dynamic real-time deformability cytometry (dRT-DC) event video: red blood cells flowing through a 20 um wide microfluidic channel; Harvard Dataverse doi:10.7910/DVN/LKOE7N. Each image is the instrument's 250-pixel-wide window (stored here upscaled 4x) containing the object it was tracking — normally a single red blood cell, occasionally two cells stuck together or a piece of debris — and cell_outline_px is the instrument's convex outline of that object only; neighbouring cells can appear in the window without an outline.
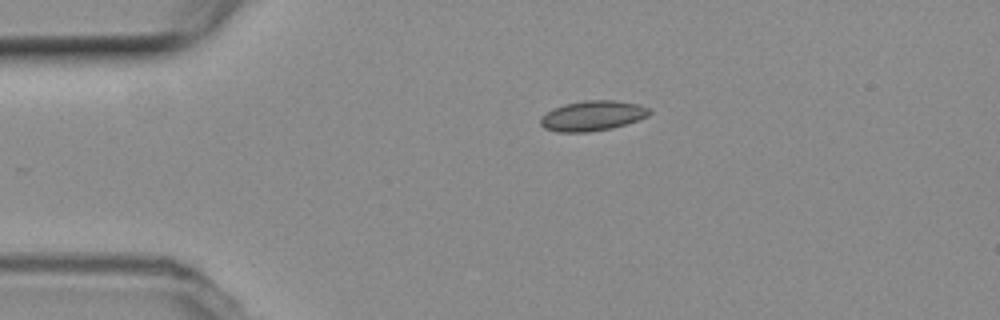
{"species": "common noctule bat (a hibernating species)", "species_latin": "Nyctalus noctula", "temperature_condition": "room temperature", "stored_images_in_passage": 5, "camera_frame_rate_fps": 3000, "um_per_image_px": 0.085, "animal": {"sex": "female", "body_mass_g": 19.3, "forearm_length_mm": 54.1}, "frame": {"image": 1, "passage_image": 1, "time_ms": 0.0, "image_size_px": [1000, 320], "cell_outline_px": [[652, 112], [648, 116], [612, 128], [588, 132], [556, 132], [544, 128], [540, 124], [540, 116], [552, 108], [564, 104], [588, 100], [612, 100], [636, 104], [648, 108]], "centroid_in_image_um": [50.3, 9.84], "position_along_channel_um": 34.7, "area_um2": 19.02}}